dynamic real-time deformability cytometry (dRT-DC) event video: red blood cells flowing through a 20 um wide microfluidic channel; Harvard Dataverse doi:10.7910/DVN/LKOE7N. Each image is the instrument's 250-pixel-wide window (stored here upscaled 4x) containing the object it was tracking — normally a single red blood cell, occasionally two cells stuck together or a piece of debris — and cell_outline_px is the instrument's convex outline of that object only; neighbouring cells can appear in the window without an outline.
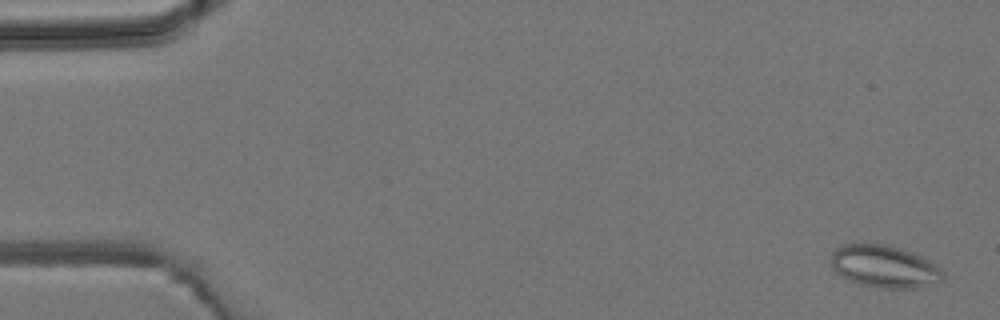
{"species": "common noctule bat (a hibernating species)", "species_latin": "Nyctalus noctula", "temperature_condition": "room temperature", "stored_images_in_passage": 5, "camera_frame_rate_fps": 3000, "um_per_image_px": 0.085, "animal": {"sex": "male", "body_mass_g": 19.2, "forearm_length_mm": 51.8}, "frame": {"image": 1, "passage_image": 1, "time_ms": 0.0, "image_size_px": [1000, 320], "cell_outline_px": [[944, 280], [940, 284], [916, 288], [880, 288], [856, 284], [832, 272], [832, 252], [836, 248], [844, 244], [888, 244], [924, 256], [936, 264], [944, 272]], "centroid_in_image_um": [75.21, 22.67], "position_along_channel_um": 9.8, "area_um2": 28.38}}